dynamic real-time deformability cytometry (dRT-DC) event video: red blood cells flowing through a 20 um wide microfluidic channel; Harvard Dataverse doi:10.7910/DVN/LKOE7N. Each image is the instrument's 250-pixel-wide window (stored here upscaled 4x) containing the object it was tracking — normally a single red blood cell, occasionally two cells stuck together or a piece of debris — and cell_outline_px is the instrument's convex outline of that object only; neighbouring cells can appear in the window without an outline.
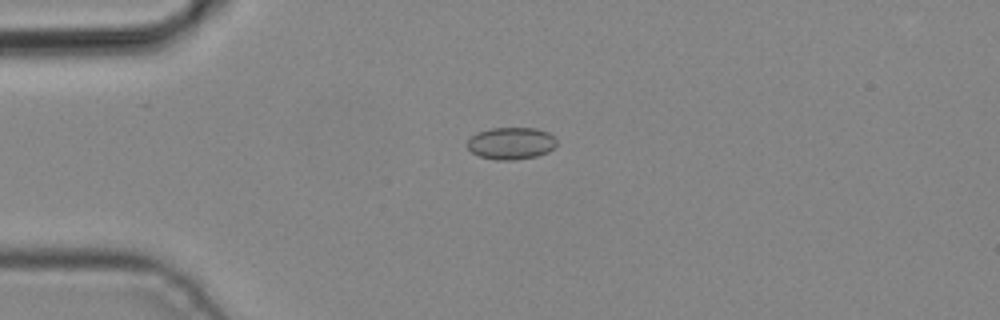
{"species": "common noctule bat (a hibernating species)", "species_latin": "Nyctalus noctula", "temperature_condition": "cold", "stored_images_in_passage": 6, "camera_frame_rate_fps": 3000, "um_per_image_px": 0.085, "animal": {"sex": "male", "body_mass_g": 19.2, "forearm_length_mm": 51.8}, "frame": {"image": 1, "passage_image": 4, "time_ms": 1.0, "image_size_px": [1000, 320], "cell_outline_px": [[556, 144], [548, 152], [536, 156], [512, 160], [496, 160], [480, 156], [472, 152], [468, 148], [468, 140], [476, 132], [492, 128], [536, 128], [548, 132], [556, 136]], "centroid_in_image_um": [43.46, 12.17], "position_along_channel_um": 41.5, "area_um2": 16.7}}
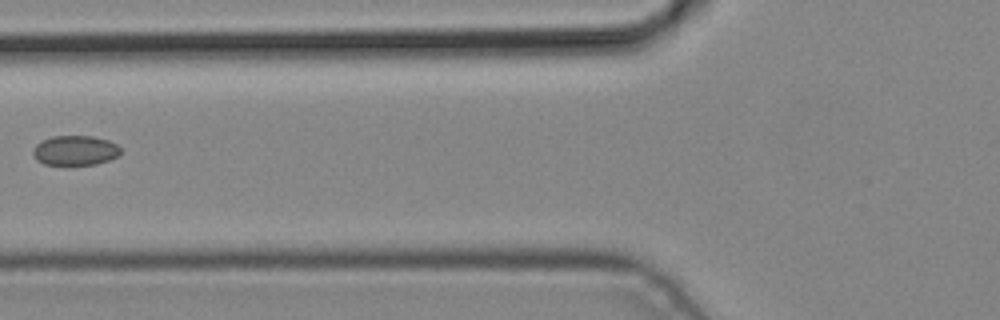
{"frame": {"image": 2, "passage_image": 6, "time_ms": 1.667, "image_size_px": [1000, 320], "cell_outline_px": [[120, 152], [116, 156], [108, 160], [96, 164], [64, 168], [44, 164], [36, 160], [32, 152], [36, 144], [52, 136], [92, 136], [108, 140], [116, 144], [120, 148]], "centroid_in_image_um": [6.34, 12.84], "position_along_channel_um": 119.5, "area_um2": 15.72}}